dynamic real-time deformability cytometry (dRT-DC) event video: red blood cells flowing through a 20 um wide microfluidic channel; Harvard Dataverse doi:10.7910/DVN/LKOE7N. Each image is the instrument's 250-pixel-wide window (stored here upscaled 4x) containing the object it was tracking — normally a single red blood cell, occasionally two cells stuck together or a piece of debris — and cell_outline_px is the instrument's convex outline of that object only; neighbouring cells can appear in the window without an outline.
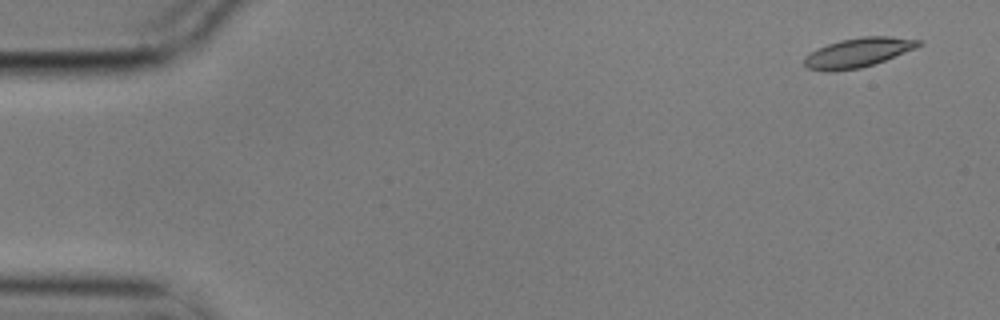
{"species": "common noctule bat (a hibernating species)", "species_latin": "Nyctalus noctula", "temperature_condition": "cold", "stored_images_in_passage": 4, "camera_frame_rate_fps": 3000, "um_per_image_px": 0.085, "animal": {"sex": "male", "body_mass_g": 17.9}, "frame": {"image": 1, "passage_image": 1, "time_ms": 0.0, "image_size_px": [1000, 320], "cell_outline_px": [[924, 44], [916, 48], [884, 60], [860, 68], [832, 72], [828, 72], [808, 68], [804, 64], [804, 60], [812, 52], [828, 44], [840, 40], [864, 36], [888, 36], [924, 40]], "centroid_in_image_um": [72.99, 4.46], "position_along_channel_um": 12.0, "area_um2": 19.36}}
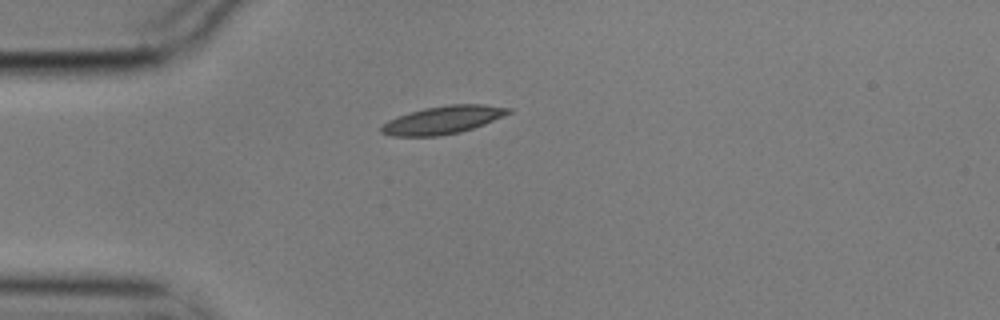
{"frame": {"image": 2, "passage_image": 4, "time_ms": 1.0, "image_size_px": [1000, 320], "cell_outline_px": [[512, 112], [484, 124], [460, 132], [436, 136], [392, 136], [380, 132], [380, 128], [388, 120], [408, 112], [424, 108], [448, 104], [484, 104], [512, 108]], "centroid_in_image_um": [37.64, 10.18], "position_along_channel_um": 47.4, "area_um2": 20.63}}